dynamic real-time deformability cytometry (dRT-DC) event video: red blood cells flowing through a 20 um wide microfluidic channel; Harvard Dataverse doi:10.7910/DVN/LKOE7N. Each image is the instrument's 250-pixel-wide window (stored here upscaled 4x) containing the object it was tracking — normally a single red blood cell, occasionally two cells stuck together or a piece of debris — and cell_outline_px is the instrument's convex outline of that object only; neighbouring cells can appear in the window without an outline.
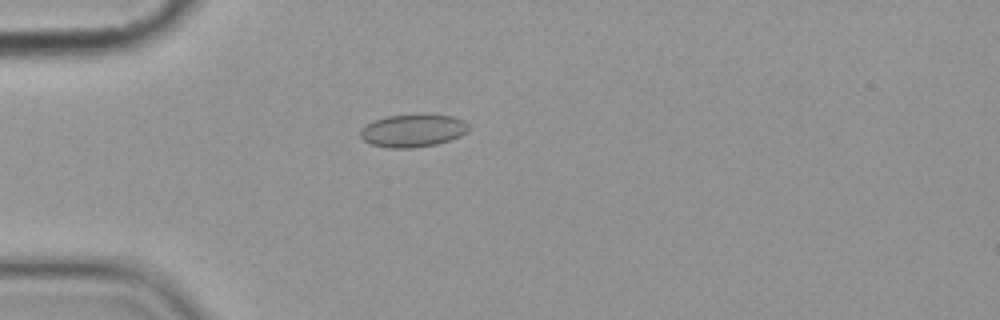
{"species": "common noctule bat (a hibernating species)", "species_latin": "Nyctalus noctula", "temperature_condition": "cold", "stored_images_in_passage": 1, "camera_frame_rate_fps": 3000, "um_per_image_px": 0.085, "animal": {"sex": "female", "body_mass_g": 19.9}, "frame": {"image": 1, "passage_image": 1, "time_ms": 0.0, "image_size_px": [1000, 320], "cell_outline_px": [[468, 128], [460, 136], [436, 144], [412, 148], [392, 148], [372, 144], [364, 140], [360, 136], [360, 128], [372, 120], [388, 116], [452, 116], [464, 120], [468, 124]], "centroid_in_image_um": [35.04, 11.12], "position_along_channel_um": 50.0, "area_um2": 20.11}}